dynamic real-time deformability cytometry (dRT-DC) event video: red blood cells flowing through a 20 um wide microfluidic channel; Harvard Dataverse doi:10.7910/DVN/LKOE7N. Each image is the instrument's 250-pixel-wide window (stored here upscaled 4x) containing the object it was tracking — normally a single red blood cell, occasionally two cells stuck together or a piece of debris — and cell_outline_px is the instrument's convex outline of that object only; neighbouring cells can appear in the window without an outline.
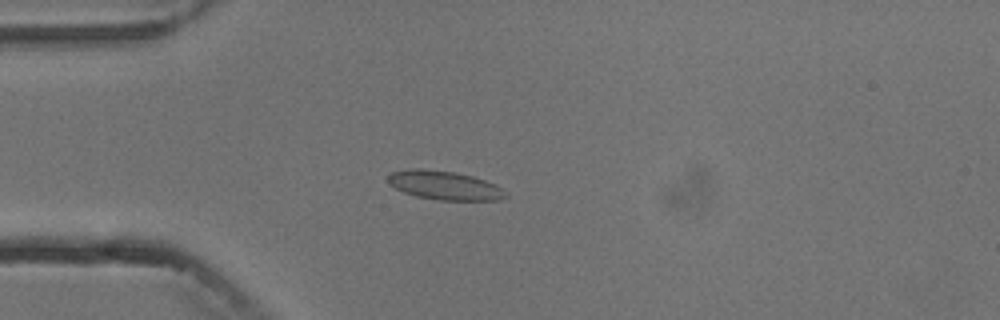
{"species": "common noctule bat (a hibernating species)", "species_latin": "Nyctalus noctula", "temperature_condition": "cold", "stored_images_in_passage": 6, "camera_frame_rate_fps": 3000, "um_per_image_px": 0.085, "animal": {"sex": "male", "body_mass_g": 13.3}, "frame": {"image": 1, "passage_image": 3, "time_ms": 3.333, "image_size_px": [1000, 320], "cell_outline_px": [[508, 196], [500, 200], [440, 200], [416, 196], [404, 192], [388, 184], [388, 176], [392, 172], [408, 168], [420, 168], [456, 172], [472, 176], [496, 184], [504, 188]], "centroid_in_image_um": [37.8, 15.75], "position_along_channel_um": 47.2, "area_um2": 19.94}}
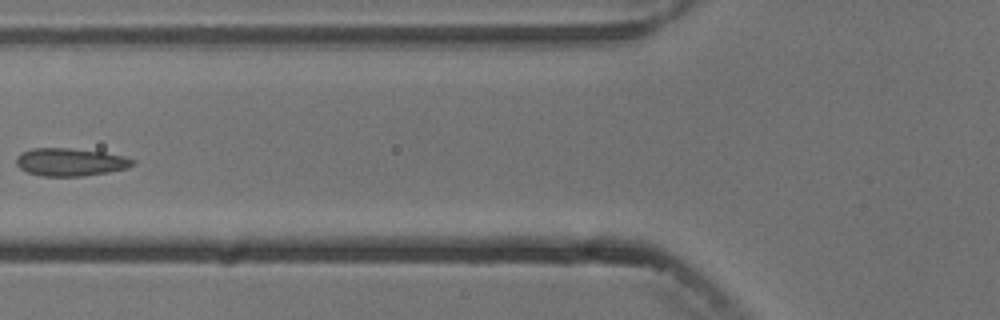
{"frame": {"image": 2, "passage_image": 5, "time_ms": 5.667, "image_size_px": [1000, 320], "cell_outline_px": [[136, 164], [128, 168], [108, 172], [84, 176], [40, 176], [28, 172], [20, 168], [16, 164], [16, 156], [20, 152], [32, 148], [68, 148], [104, 152], [124, 156], [136, 160]], "centroid_in_image_um": [5.99, 13.77], "position_along_channel_um": 119.8, "area_um2": 19.07}}
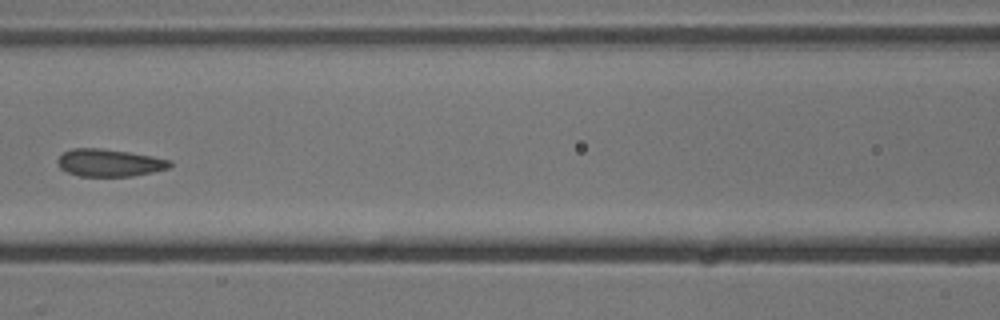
{"frame": {"image": 3, "passage_image": 6, "time_ms": 6.667, "image_size_px": [1000, 320], "cell_outline_px": [[172, 164], [168, 168], [152, 172], [132, 176], [80, 176], [68, 172], [60, 168], [56, 160], [64, 152], [72, 148], [100, 148], [128, 152], [152, 156], [172, 160]], "centroid_in_image_um": [9.29, 13.83], "position_along_channel_um": 157.3, "area_um2": 17.86}}